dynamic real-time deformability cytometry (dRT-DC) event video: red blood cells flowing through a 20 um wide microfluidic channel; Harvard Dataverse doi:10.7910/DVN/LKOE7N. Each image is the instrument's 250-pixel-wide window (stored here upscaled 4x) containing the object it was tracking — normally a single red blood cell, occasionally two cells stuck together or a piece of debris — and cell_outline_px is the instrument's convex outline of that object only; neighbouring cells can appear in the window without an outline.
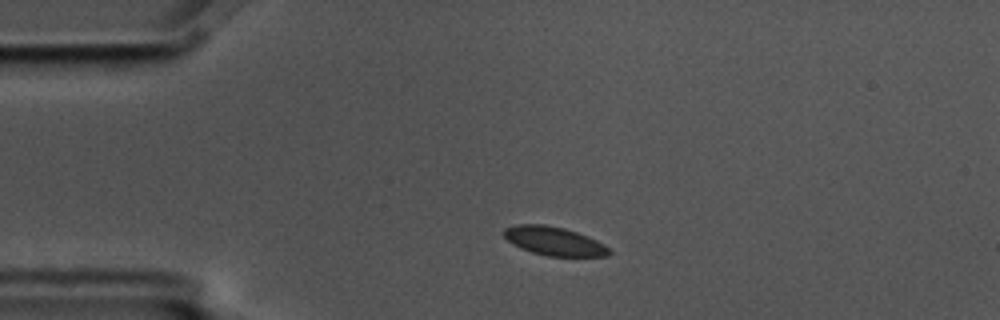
{"species": "common noctule bat (a hibernating species)", "species_latin": "Nyctalus noctula", "temperature_condition": "cold", "stored_images_in_passage": 2, "camera_frame_rate_fps": 3000, "um_per_image_px": 0.085, "animal": {"sex": "male", "body_mass_g": 17.5, "forearm_length_mm": 52.3}, "frame": {"image": 1, "passage_image": 1, "time_ms": 0.0, "image_size_px": [1000, 320], "cell_outline_px": [[612, 252], [608, 256], [548, 256], [532, 252], [520, 248], [512, 244], [504, 236], [504, 228], [516, 224], [544, 224], [564, 228], [588, 236], [604, 244]], "centroid_in_image_um": [47.09, 20.49], "position_along_channel_um": 37.9, "area_um2": 17.57}}